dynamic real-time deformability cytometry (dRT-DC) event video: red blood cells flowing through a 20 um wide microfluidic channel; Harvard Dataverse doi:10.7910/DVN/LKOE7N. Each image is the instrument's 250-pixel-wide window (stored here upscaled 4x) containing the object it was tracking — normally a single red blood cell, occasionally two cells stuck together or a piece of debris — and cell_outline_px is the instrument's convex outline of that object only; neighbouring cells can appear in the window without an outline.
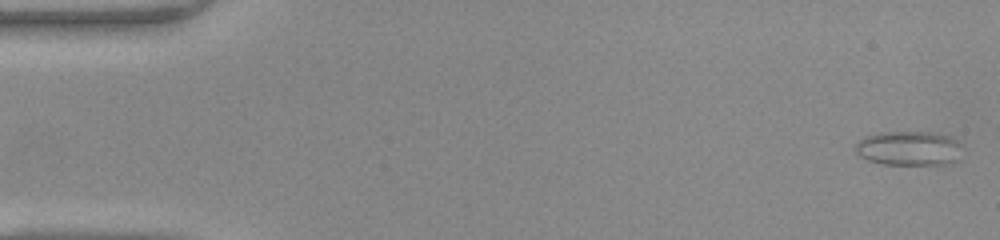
{"species": "common noctule bat (a hibernating species)", "species_latin": "Nyctalus noctula", "temperature_condition": "warm", "stored_images_in_passage": 48, "camera_frame_rate_fps": 3000, "um_per_image_px": 0.085, "animal": {"sex": "female", "body_mass_g": 22.0, "forearm_length_mm": 56.7}, "frame": {"image": 1, "passage_image": 1, "time_ms": 0.0, "image_size_px": [1000, 240], "cell_outline_px": [[960, 144], [952, 160], [944, 164], [880, 164], [868, 160], [860, 156], [856, 152], [856, 144], [864, 136], [880, 132], [932, 132], [952, 136]], "centroid_in_image_um": [77.16, 12.58], "position_along_channel_um": 7.8, "area_um2": 20.98}}
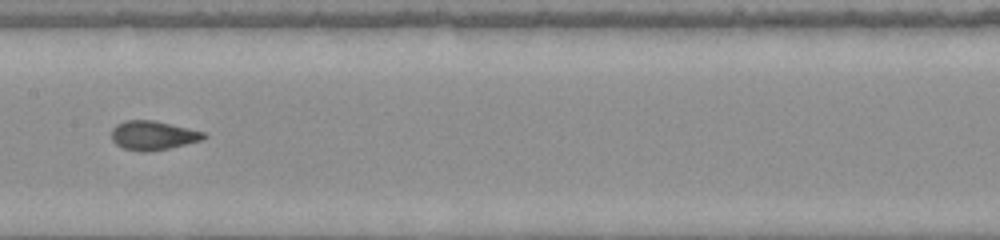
{"frame": {"image": 2, "passage_image": 24, "time_ms": 7.667, "image_size_px": [1000, 240], "cell_outline_px": [[208, 136], [200, 140], [168, 148], [144, 152], [124, 148], [116, 144], [112, 140], [112, 128], [116, 124], [124, 120], [152, 120], [188, 128], [204, 132]], "centroid_in_image_um": [12.97, 11.5], "position_along_channel_um": 194.4, "area_um2": 15.37}}
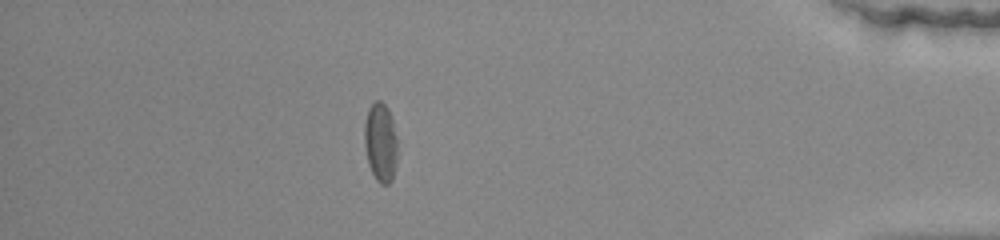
{"frame": {"image": 3, "passage_image": 42, "time_ms": 13.667, "image_size_px": [1000, 240], "cell_outline_px": [[396, 164], [392, 180], [388, 184], [380, 184], [376, 180], [368, 164], [364, 144], [364, 124], [368, 108], [376, 100], [380, 100], [388, 108], [392, 120], [396, 136]], "centroid_in_image_um": [32.33, 12.1], "position_along_channel_um": 402.9, "area_um2": 15.26}, "authors_computed_cell_mechanics": {"area_um2": 15.7216, "velocity_mm_per_s": 4.2287, "shape_relaxation_time_tau1_ms": 4.1401, "shape_relaxation_time_tau2_ms": 0.6941, "deformation_change_tau1": 0.1416, "deformation_change_tau2": 0.056}}